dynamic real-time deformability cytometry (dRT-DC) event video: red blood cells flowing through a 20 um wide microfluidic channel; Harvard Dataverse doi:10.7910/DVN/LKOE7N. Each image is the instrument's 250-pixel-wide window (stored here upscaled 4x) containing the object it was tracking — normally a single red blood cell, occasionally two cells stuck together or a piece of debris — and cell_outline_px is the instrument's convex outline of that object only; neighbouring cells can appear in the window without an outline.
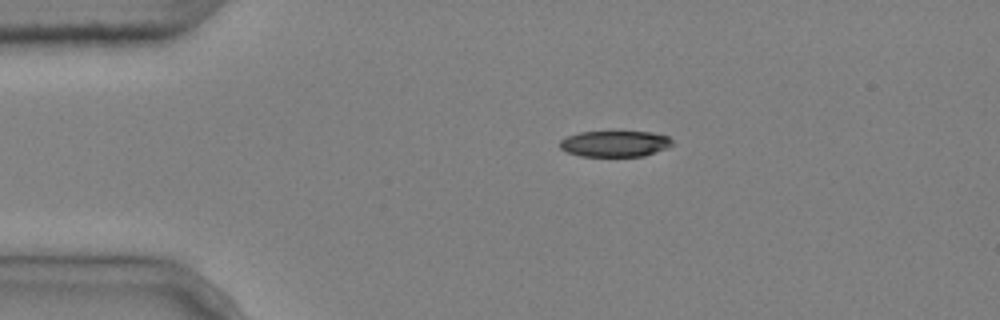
{"species": "common noctule bat (a hibernating species)", "species_latin": "Nyctalus noctula", "temperature_condition": "cold", "stored_images_in_passage": 3, "camera_frame_rate_fps": 3000, "um_per_image_px": 0.085, "animal": {"sex": "male", "body_mass_g": 20.4}, "frame": {"image": 1, "passage_image": 1, "time_ms": 0.0, "image_size_px": [1000, 320], "cell_outline_px": [[672, 144], [664, 148], [644, 156], [580, 156], [568, 152], [560, 148], [560, 140], [568, 136], [580, 132], [652, 132], [668, 136], [672, 140]], "centroid_in_image_um": [52.25, 12.21], "position_along_channel_um": 32.8, "area_um2": 16.82}}
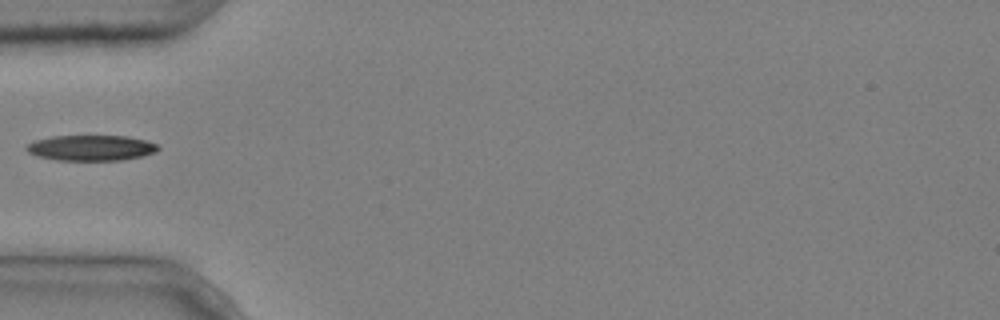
{"frame": {"image": 2, "passage_image": 3, "time_ms": 0.667, "image_size_px": [1000, 320], "cell_outline_px": [[160, 148], [156, 152], [144, 156], [120, 160], [56, 160], [36, 156], [28, 152], [24, 148], [28, 144], [36, 140], [52, 136], [128, 136], [160, 144]], "centroid_in_image_um": [7.77, 12.57], "position_along_channel_um": 77.2, "area_um2": 19.71}}